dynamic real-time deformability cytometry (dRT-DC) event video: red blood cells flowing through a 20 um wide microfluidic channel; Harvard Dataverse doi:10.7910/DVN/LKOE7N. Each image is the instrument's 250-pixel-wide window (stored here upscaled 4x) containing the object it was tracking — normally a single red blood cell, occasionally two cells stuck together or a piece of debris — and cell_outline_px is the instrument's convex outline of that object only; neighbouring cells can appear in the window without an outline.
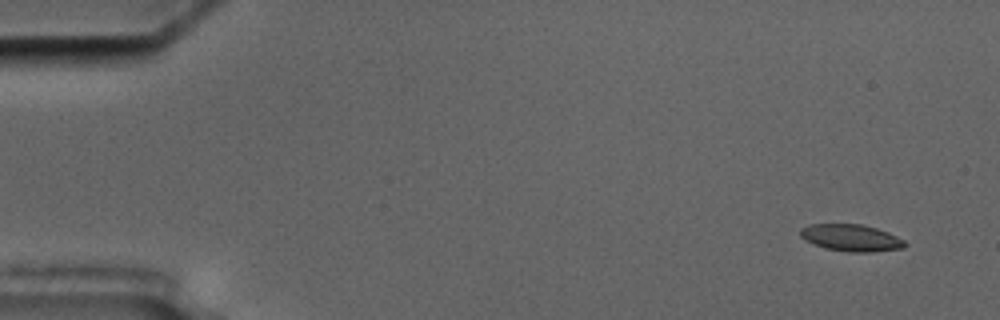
{"species": "common noctule bat (a hibernating species)", "species_latin": "Nyctalus noctula", "temperature_condition": "cold", "stored_images_in_passage": 7, "camera_frame_rate_fps": 3000, "um_per_image_px": 0.085, "animal": {"sex": "male", "body_mass_g": 17.5, "forearm_length_mm": 52.3}, "frame": {"image": 1, "passage_image": 1, "time_ms": 0.0, "image_size_px": [1000, 320], "cell_outline_px": [[908, 244], [904, 248], [872, 252], [848, 252], [824, 248], [812, 244], [804, 240], [800, 236], [800, 228], [808, 224], [860, 224], [876, 228], [888, 232], [904, 240]], "centroid_in_image_um": [72.32, 20.22], "position_along_channel_um": 12.7, "area_um2": 16.59}}
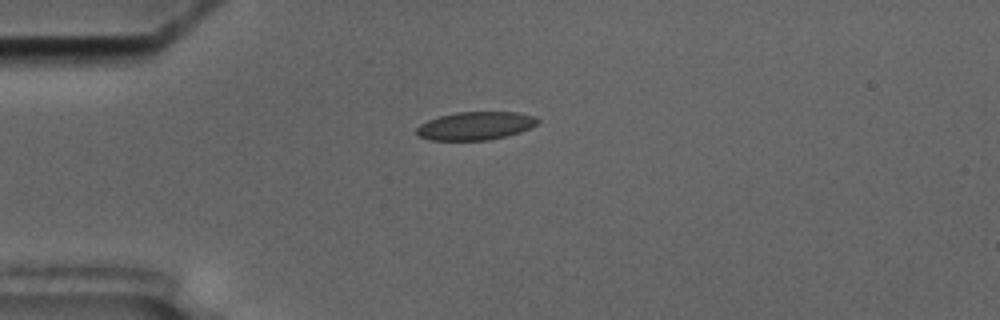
{"frame": {"image": 2, "passage_image": 7, "time_ms": 9.333, "image_size_px": [1000, 320], "cell_outline_px": [[540, 120], [536, 124], [520, 132], [488, 140], [428, 140], [416, 136], [416, 128], [420, 124], [428, 120], [440, 116], [456, 112], [516, 112], [532, 116]], "centroid_in_image_um": [40.35, 10.7], "position_along_channel_um": 44.7, "area_um2": 19.77}}